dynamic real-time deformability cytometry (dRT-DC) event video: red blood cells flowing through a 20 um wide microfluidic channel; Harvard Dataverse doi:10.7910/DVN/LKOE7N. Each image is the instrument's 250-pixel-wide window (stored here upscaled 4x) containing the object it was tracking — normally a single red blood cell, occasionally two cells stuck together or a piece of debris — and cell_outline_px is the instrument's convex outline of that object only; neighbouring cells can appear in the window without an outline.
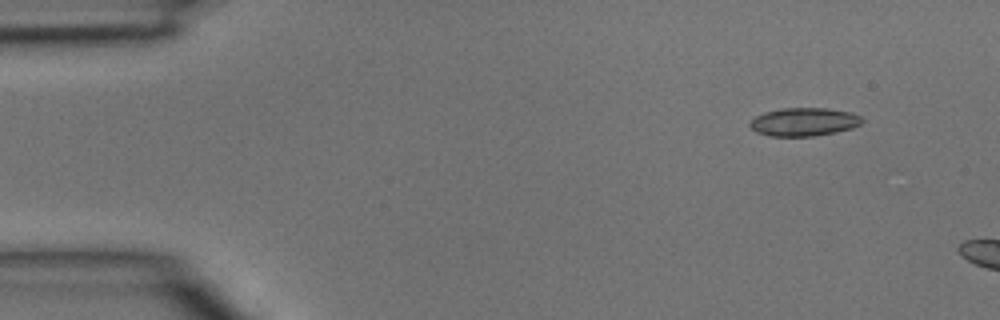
{"species": "common noctule bat (a hibernating species)", "species_latin": "Nyctalus noctula", "temperature_condition": "room temperature", "stored_images_in_passage": 2, "camera_frame_rate_fps": 3000, "um_per_image_px": 0.085, "animal": {"sex": "male", "body_mass_g": 15.6}, "frame": {"image": 1, "passage_image": 1, "time_ms": 0.0, "image_size_px": [1000, 320], "cell_outline_px": [[864, 120], [860, 124], [852, 128], [836, 132], [812, 136], [772, 136], [756, 132], [748, 124], [756, 116], [764, 112], [780, 108], [828, 108], [852, 112], [860, 116]], "centroid_in_image_um": [68.35, 10.35], "position_along_channel_um": 16.7, "area_um2": 18.5}}